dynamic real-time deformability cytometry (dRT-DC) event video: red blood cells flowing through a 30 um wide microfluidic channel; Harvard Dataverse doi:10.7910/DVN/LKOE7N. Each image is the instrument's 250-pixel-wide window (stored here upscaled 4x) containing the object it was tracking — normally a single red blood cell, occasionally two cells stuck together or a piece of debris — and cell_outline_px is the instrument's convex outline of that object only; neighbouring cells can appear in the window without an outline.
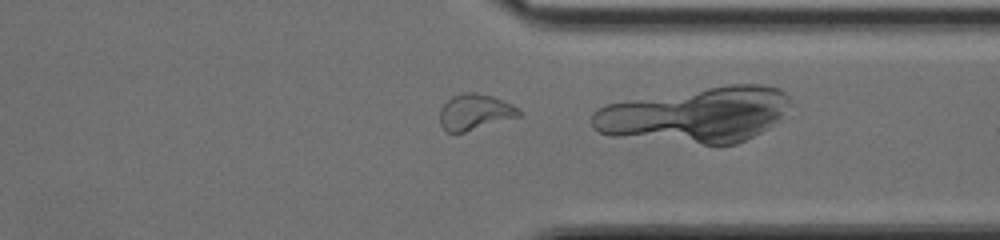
{"species": "common noctule bat (a hibernating species)", "species_latin": "Nyctalus noctula", "temperature_condition": "cold", "stored_images_in_passage": 31, "camera_frame_rate_fps": 3000, "um_per_image_px": 0.085, "animal": {"sex": "female", "body_mass_g": 17.0, "forearm_length_mm": 48.0}, "frame": {"image": 1, "passage_image": 30, "time_ms": 9.667, "image_size_px": [1000, 240], "cell_outline_px": [[520, 116], [464, 132], [444, 132], [440, 124], [440, 108], [452, 96], [460, 92], [476, 92], [492, 96], [512, 104], [520, 108]], "centroid_in_image_um": [40.34, 9.51], "position_along_channel_um": 371.1, "area_um2": 16.59}, "authors_computed_cell_mechanics": {"area_um2": 15.8372, "velocity_mm_per_s": 4.2169, "shape_relaxation_time_tau1_ms": null, "shape_relaxation_time_tau2_ms": 3.2496, "deformation_change_tau1": null, "deformation_change_tau2": 0.0883}}